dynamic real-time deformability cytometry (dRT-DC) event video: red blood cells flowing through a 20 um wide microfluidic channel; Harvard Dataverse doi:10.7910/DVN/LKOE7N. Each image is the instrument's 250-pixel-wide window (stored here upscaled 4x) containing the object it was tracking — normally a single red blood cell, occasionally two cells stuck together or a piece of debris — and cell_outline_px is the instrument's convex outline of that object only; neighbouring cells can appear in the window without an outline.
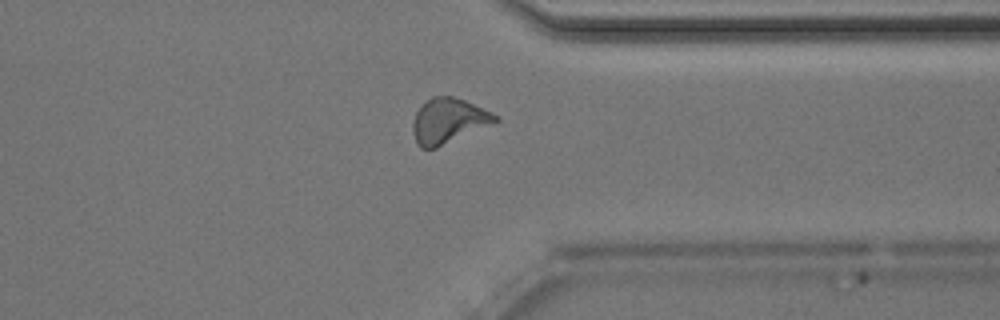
{"species": "Egyptian fruit bat (a non-hibernating species)", "species_latin": "Rousettus aegyptiacus", "temperature_condition": "room temperature", "stored_images_in_passage": 40, "camera_frame_rate_fps": 3000, "um_per_image_px": 0.085, "animal": {"sex": "male"}, "frame": {"image": 1, "passage_image": 29, "time_ms": 9.333, "image_size_px": [1000, 320], "cell_outline_px": [[500, 120], [436, 148], [420, 148], [416, 144], [412, 132], [412, 124], [416, 112], [420, 104], [432, 96], [452, 96], [464, 100], [492, 112], [500, 116]], "centroid_in_image_um": [38.08, 10.26], "position_along_channel_um": 373.3, "area_um2": 21.68}, "authors_computed_cell_mechanics": {"area_um2": 21.1259, "velocity_mm_per_s": 4.0084, "shape_relaxation_time_tau1_ms": 9.6338, "shape_relaxation_time_tau2_ms": 1.7747, "deformation_change_tau1": 0.1707, "deformation_change_tau2": 0.0794}}